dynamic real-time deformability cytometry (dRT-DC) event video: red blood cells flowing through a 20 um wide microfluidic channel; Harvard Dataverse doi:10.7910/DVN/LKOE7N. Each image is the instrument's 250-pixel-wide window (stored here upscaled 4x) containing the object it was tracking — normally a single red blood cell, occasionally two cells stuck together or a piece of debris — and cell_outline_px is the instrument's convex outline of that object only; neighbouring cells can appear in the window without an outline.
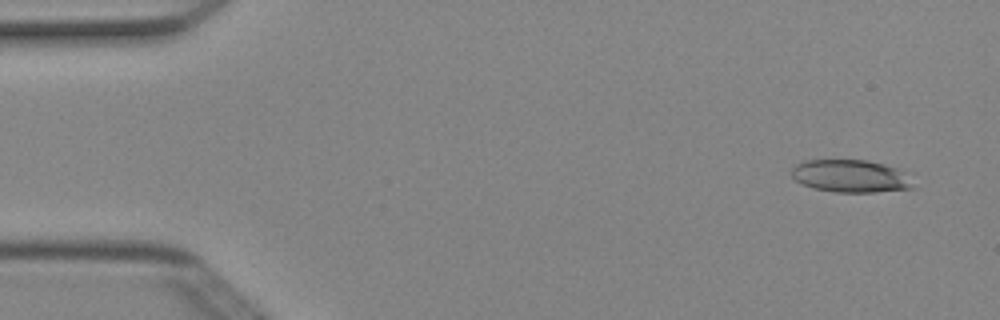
{"species": "Egyptian fruit bat (a non-hibernating species)", "species_latin": "Rousettus aegyptiacus", "temperature_condition": "cold", "stored_images_in_passage": 4, "camera_frame_rate_fps": 3000, "um_per_image_px": 0.085, "animal": {"sex": "female"}, "frame": {"image": 1, "passage_image": 1, "time_ms": 0.0, "image_size_px": [1000, 320], "cell_outline_px": [[912, 188], [876, 192], [836, 192], [812, 188], [796, 180], [792, 176], [792, 168], [796, 164], [804, 160], [868, 160], [900, 168], [904, 172]], "centroid_in_image_um": [72.26, 14.95], "position_along_channel_um": 12.7, "area_um2": 22.89}}
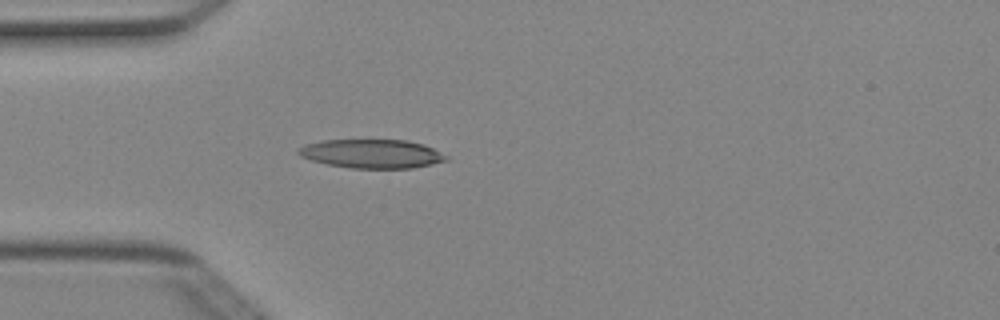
{"frame": {"image": 2, "passage_image": 4, "time_ms": 1.0, "image_size_px": [1000, 320], "cell_outline_px": [[448, 160], [432, 164], [412, 168], [352, 168], [328, 164], [312, 160], [300, 156], [296, 152], [296, 148], [304, 144], [320, 140], [408, 140], [424, 144], [448, 156]], "centroid_in_image_um": [31.58, 13.06], "position_along_channel_um": 53.4, "area_um2": 24.91}}